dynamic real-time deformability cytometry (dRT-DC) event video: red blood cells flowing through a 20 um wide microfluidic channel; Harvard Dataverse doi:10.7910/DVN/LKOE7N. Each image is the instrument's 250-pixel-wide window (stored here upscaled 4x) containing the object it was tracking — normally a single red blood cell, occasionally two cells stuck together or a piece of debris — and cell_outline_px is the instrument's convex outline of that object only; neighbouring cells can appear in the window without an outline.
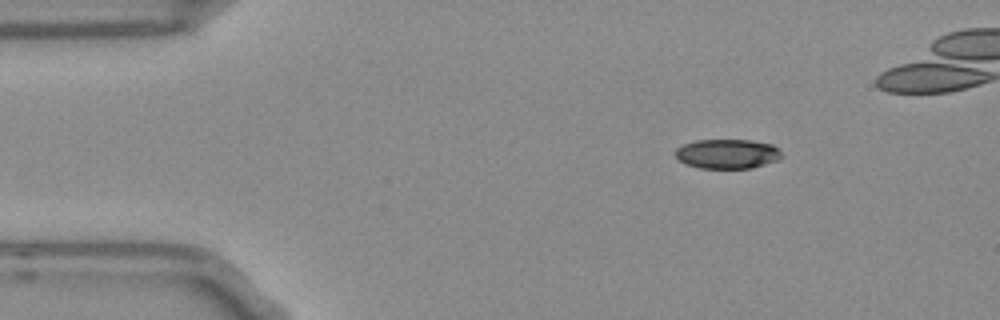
{"species": "Egyptian fruit bat (a non-hibernating species)", "species_latin": "Rousettus aegyptiacus", "temperature_condition": "room temperature", "stored_images_in_passage": 41, "camera_frame_rate_fps": 3000, "um_per_image_px": 0.085, "frame": {"image": 1, "passage_image": 1, "time_ms": 0.0, "image_size_px": [1000, 320], "cell_outline_px": [[780, 156], [776, 160], [752, 168], [700, 168], [688, 164], [680, 160], [676, 156], [676, 148], [684, 144], [696, 140], [752, 140], [772, 144], [780, 152]], "centroid_in_image_um": [61.81, 13.07], "position_along_channel_um": 23.2, "area_um2": 17.98}}
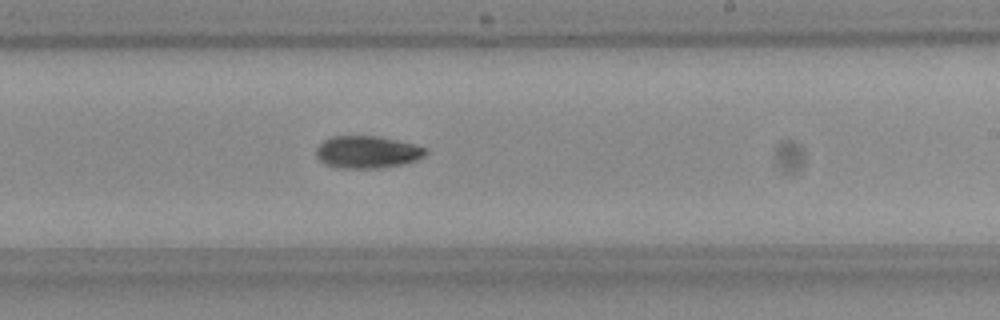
{"frame": {"image": 2, "passage_image": 25, "time_ms": 8.0, "image_size_px": [1000, 320], "cell_outline_px": [[428, 152], [424, 156], [416, 160], [404, 164], [380, 168], [344, 168], [328, 164], [320, 160], [316, 156], [316, 148], [324, 140], [332, 136], [376, 136], [416, 144], [424, 148]], "centroid_in_image_um": [31.24, 12.92], "position_along_channel_um": 257.8, "area_um2": 20.46}}
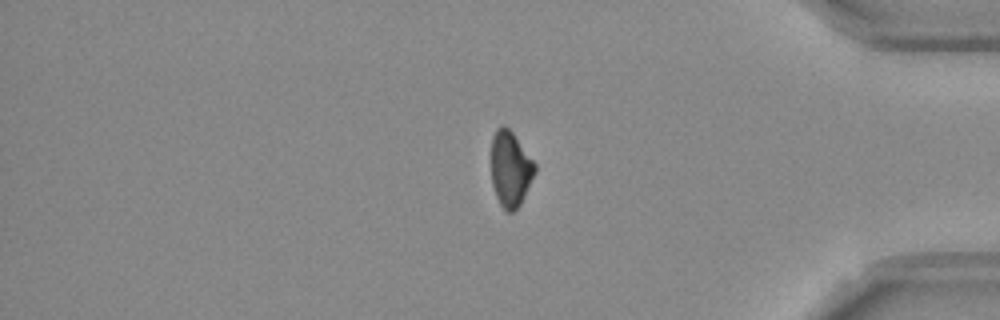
{"frame": {"image": 3, "passage_image": 38, "time_ms": 12.333, "image_size_px": [1000, 320], "cell_outline_px": [[536, 172], [520, 204], [512, 212], [508, 212], [500, 204], [496, 196], [492, 184], [492, 136], [496, 128], [504, 124], [512, 132], [536, 164]], "centroid_in_image_um": [43.38, 14.34], "position_along_channel_um": 391.8, "area_um2": 19.02}, "authors_computed_cell_mechanics": {"area_um2": 20.23, "velocity_mm_per_s": 3.7547, "shape_relaxation_time_tau1_ms": 4.7158, "shape_relaxation_time_tau2_ms": null, "deformation_change_tau1": 0.1348, "deformation_change_tau2": null}}